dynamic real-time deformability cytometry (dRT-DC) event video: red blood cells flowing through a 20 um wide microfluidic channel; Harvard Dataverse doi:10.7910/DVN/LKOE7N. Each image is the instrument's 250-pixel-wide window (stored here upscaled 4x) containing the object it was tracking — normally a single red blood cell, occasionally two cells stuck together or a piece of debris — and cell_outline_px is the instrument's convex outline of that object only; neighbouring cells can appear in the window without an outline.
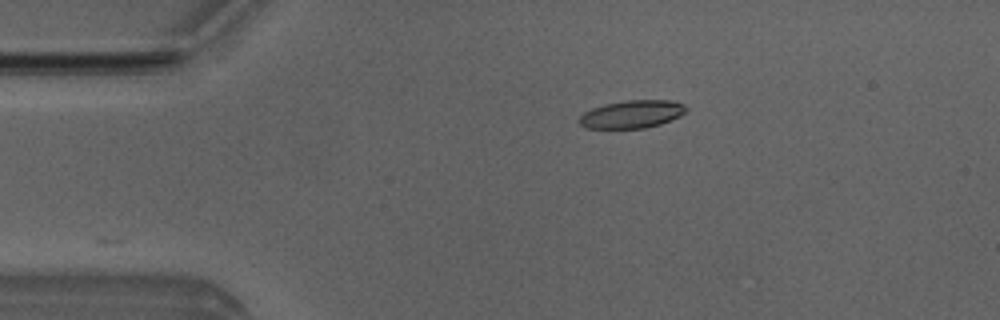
{"species": "Egyptian fruit bat (a non-hibernating species)", "species_latin": "Rousettus aegyptiacus", "temperature_condition": "room temperature", "stored_images_in_passage": 3, "camera_frame_rate_fps": 3000, "um_per_image_px": 0.085, "animal": {"sex": "male"}, "frame": {"image": 1, "passage_image": 3, "time_ms": 2.333, "image_size_px": [1000, 320], "cell_outline_px": [[688, 108], [680, 116], [660, 124], [644, 128], [584, 128], [576, 120], [584, 112], [592, 108], [604, 104], [624, 100], [672, 100], [684, 104]], "centroid_in_image_um": [53.69, 9.7], "position_along_channel_um": 31.3, "area_um2": 17.46}}